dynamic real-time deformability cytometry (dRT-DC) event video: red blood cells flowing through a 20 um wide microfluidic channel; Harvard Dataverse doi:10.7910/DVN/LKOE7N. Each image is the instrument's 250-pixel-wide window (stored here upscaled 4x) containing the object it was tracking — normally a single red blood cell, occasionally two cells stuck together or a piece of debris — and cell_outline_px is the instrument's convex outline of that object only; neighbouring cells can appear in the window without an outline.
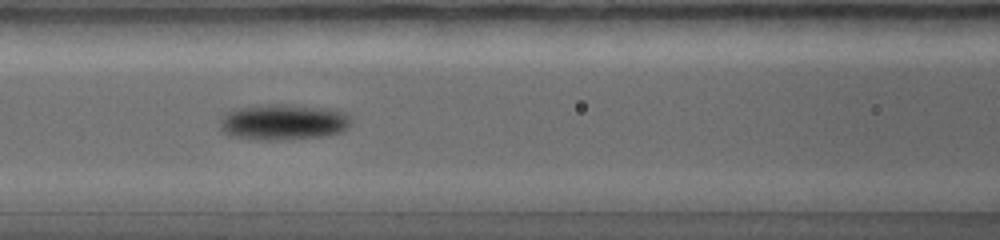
{"species": "common noctule bat (a hibernating species)", "species_latin": "Nyctalus noctula", "temperature_condition": "warm", "stored_images_in_passage": 47, "camera_frame_rate_fps": 5000, "um_per_image_px": 0.085, "animal": {"sex": "female", "body_mass_g": 19.0, "forearm_length_mm": 56.7}, "frame": {"image": 1, "passage_image": 17, "time_ms": 3.2, "image_size_px": [1000, 240], "cell_outline_px": [[352, 124], [348, 128], [340, 132], [320, 136], [268, 140], [228, 136], [220, 128], [220, 120], [224, 112], [236, 108], [268, 104], [292, 104], [328, 108], [344, 112], [352, 116]], "centroid_in_image_um": [24.08, 10.35], "position_along_channel_um": 142.5, "area_um2": 27.57}}
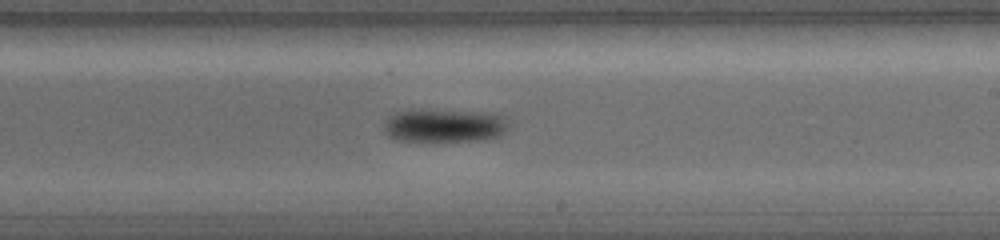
{"frame": {"image": 2, "passage_image": 25, "time_ms": 4.8, "image_size_px": [1000, 240], "cell_outline_px": [[512, 124], [500, 136], [476, 140], [400, 140], [388, 136], [384, 132], [384, 120], [388, 116], [396, 112], [412, 108], [416, 108], [492, 112], [508, 116]], "centroid_in_image_um": [37.82, 10.61], "position_along_channel_um": 251.2, "area_um2": 25.03}}
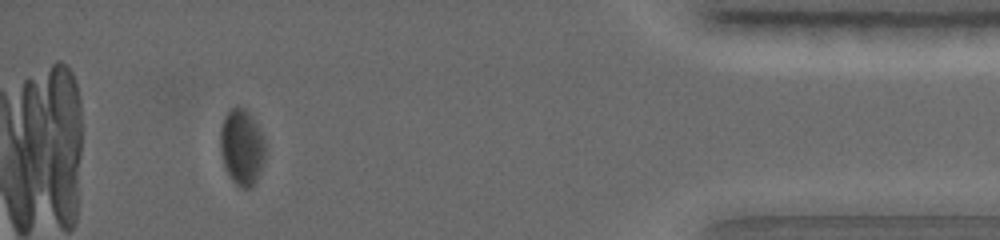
{"frame": {"image": 3, "passage_image": 41, "time_ms": 8.0, "image_size_px": [1000, 240], "cell_outline_px": [[268, 148], [260, 172], [252, 188], [240, 188], [228, 176], [224, 168], [220, 152], [220, 128], [224, 116], [236, 104], [240, 104], [252, 116]], "centroid_in_image_um": [20.55, 12.51], "position_along_channel_um": 414.7, "area_um2": 20.46}}